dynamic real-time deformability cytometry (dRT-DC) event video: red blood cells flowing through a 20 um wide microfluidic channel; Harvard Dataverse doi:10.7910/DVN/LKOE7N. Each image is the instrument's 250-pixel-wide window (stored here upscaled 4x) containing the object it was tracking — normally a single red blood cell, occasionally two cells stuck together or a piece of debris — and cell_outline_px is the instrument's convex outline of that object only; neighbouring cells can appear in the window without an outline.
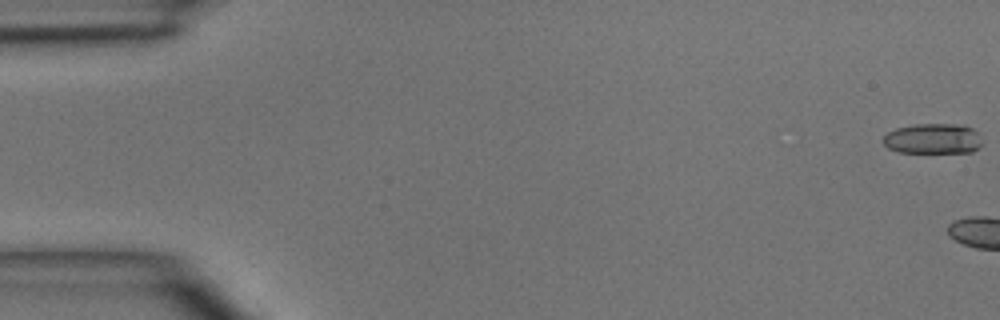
{"species": "common noctule bat (a hibernating species)", "species_latin": "Nyctalus noctula", "temperature_condition": "room temperature", "stored_images_in_passage": 6, "camera_frame_rate_fps": 3000, "um_per_image_px": 0.085, "animal": {"sex": "male", "body_mass_g": 15.6}, "frame": {"image": 1, "passage_image": 1, "time_ms": 0.0, "image_size_px": [1000, 320], "cell_outline_px": [[980, 144], [972, 152], [900, 152], [888, 148], [880, 140], [888, 132], [896, 128], [916, 124], [956, 124], [972, 128], [976, 132]], "centroid_in_image_um": [79.22, 11.78], "position_along_channel_um": 5.8, "area_um2": 17.22}}
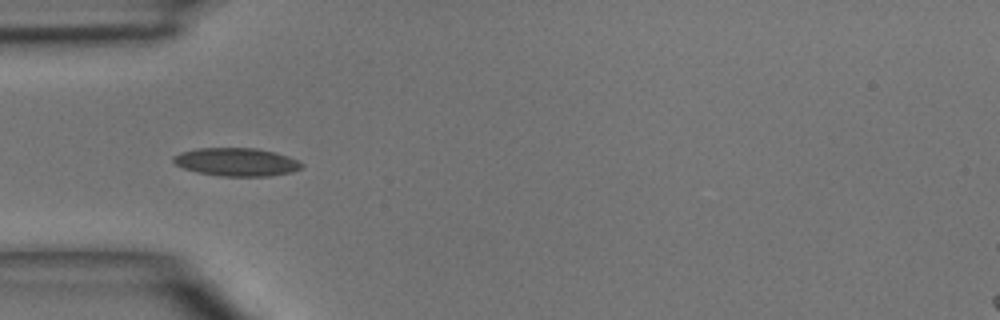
{"frame": {"image": 2, "passage_image": 6, "time_ms": 5.667, "image_size_px": [1000, 320], "cell_outline_px": [[304, 168], [292, 172], [268, 176], [220, 176], [196, 172], [184, 168], [176, 164], [172, 160], [172, 156], [180, 152], [196, 148], [256, 148], [276, 152], [288, 156], [304, 164]], "centroid_in_image_um": [20.11, 13.76], "position_along_channel_um": 64.9, "area_um2": 21.21}}